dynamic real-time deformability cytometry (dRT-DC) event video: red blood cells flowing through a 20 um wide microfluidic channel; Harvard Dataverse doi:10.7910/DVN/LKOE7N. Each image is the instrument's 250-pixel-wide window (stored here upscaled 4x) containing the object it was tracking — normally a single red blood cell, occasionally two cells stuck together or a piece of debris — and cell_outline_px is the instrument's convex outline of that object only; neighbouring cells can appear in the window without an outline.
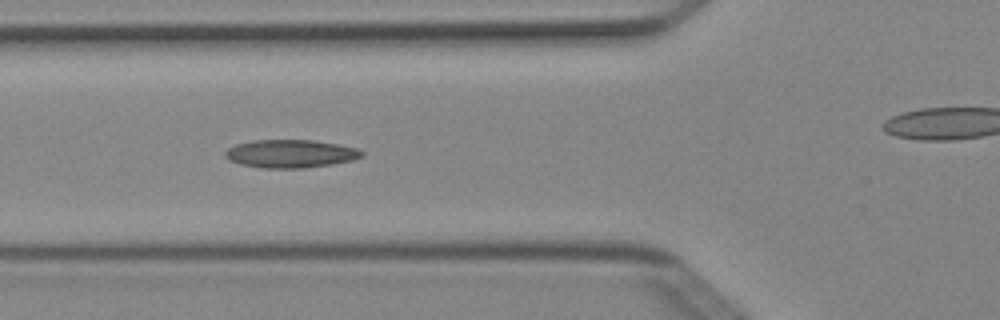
{"species": "Egyptian fruit bat (a non-hibernating species)", "species_latin": "Rousettus aegyptiacus", "temperature_condition": "cold", "stored_images_in_passage": 9, "segment_of_instrument_passage": [1, 2], "camera_frame_rate_fps": 3000, "um_per_image_px": 0.085, "animal": {"sex": "female"}, "frame": {"image": 1, "passage_image": 6, "time_ms": 1.667, "image_size_px": [1000, 320], "cell_outline_px": [[364, 156], [352, 160], [332, 164], [304, 168], [260, 168], [240, 164], [228, 160], [224, 156], [224, 152], [228, 148], [236, 144], [252, 140], [312, 140], [360, 148], [364, 152]], "centroid_in_image_um": [24.69, 13.07], "position_along_channel_um": 101.1, "area_um2": 22.54}}
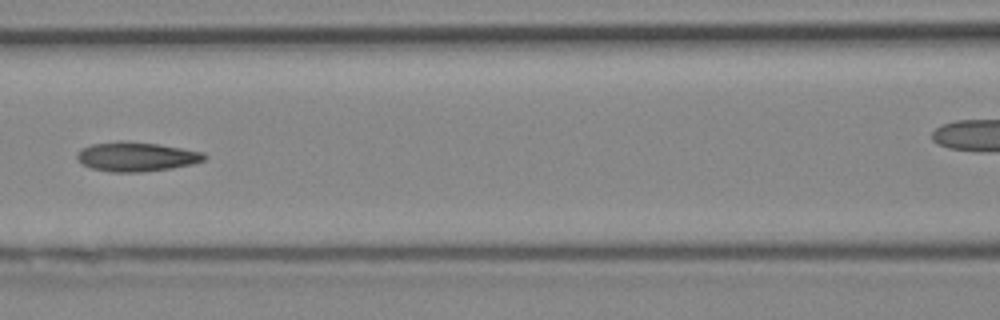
{"frame": {"image": 2, "passage_image": 7, "time_ms": 2.0, "image_size_px": [1000, 320], "cell_outline_px": [[208, 156], [204, 160], [192, 164], [172, 168], [140, 172], [112, 172], [92, 168], [84, 164], [76, 156], [80, 148], [92, 144], [120, 140], [124, 140], [156, 144], [204, 152]], "centroid_in_image_um": [11.6, 13.31], "position_along_channel_um": 155.0, "area_um2": 21.68}}
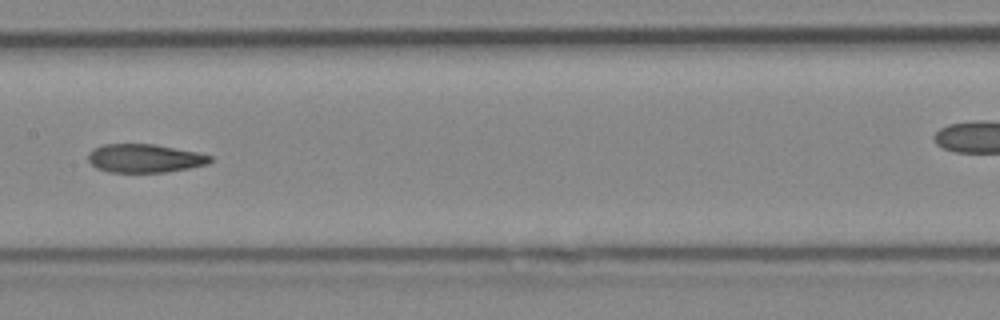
{"frame": {"image": 3, "passage_image": 8, "time_ms": 2.333, "image_size_px": [1000, 320], "cell_outline_px": [[212, 160], [208, 164], [188, 168], [164, 172], [108, 172], [96, 168], [88, 160], [88, 152], [92, 148], [104, 144], [156, 144], [196, 152], [212, 156]], "centroid_in_image_um": [12.27, 13.45], "position_along_channel_um": 195.1, "area_um2": 20.29}}